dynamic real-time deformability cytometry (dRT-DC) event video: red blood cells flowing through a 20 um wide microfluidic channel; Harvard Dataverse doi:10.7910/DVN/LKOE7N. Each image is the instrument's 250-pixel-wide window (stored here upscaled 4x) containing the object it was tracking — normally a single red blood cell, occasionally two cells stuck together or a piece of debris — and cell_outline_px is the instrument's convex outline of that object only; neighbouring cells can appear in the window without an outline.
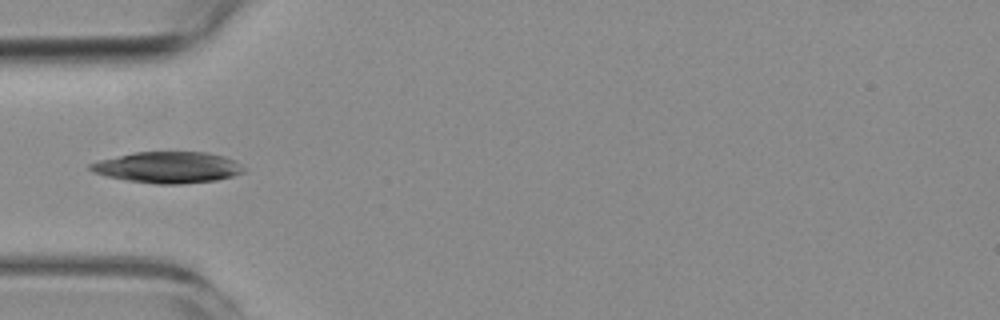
{"species": "common noctule bat (a hibernating species)", "species_latin": "Nyctalus noctula", "temperature_condition": "room temperature", "stored_images_in_passage": 6, "camera_frame_rate_fps": 3000, "um_per_image_px": 0.085, "animal": {"sex": "female", "body_mass_g": 19.3, "forearm_length_mm": 54.1}, "frame": {"image": 1, "passage_image": 4, "time_ms": 3.333, "image_size_px": [1000, 320], "cell_outline_px": [[244, 172], [232, 176], [216, 180], [180, 184], [156, 184], [128, 180], [108, 176], [92, 172], [88, 168], [88, 164], [100, 160], [136, 152], [204, 152], [224, 156], [240, 164], [244, 168]], "centroid_in_image_um": [14.26, 14.23], "position_along_channel_um": 70.7, "area_um2": 27.63}}
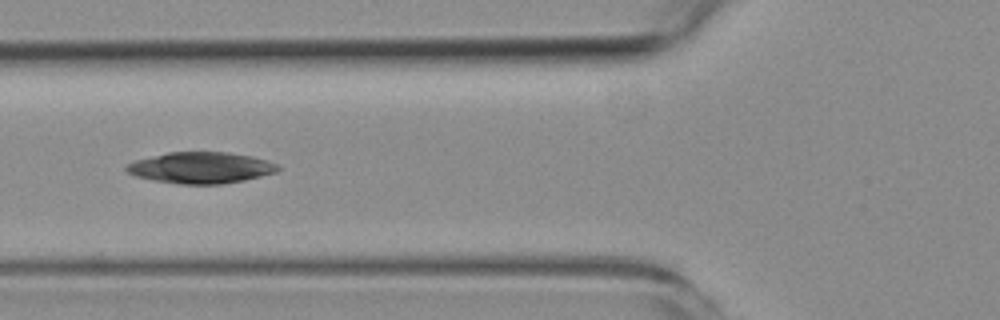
{"frame": {"image": 2, "passage_image": 5, "time_ms": 4.333, "image_size_px": [1000, 320], "cell_outline_px": [[280, 168], [276, 172], [244, 180], [224, 184], [180, 184], [152, 180], [136, 176], [128, 172], [124, 168], [128, 164], [136, 160], [168, 152], [228, 152], [252, 156], [268, 160], [276, 164]], "centroid_in_image_um": [17.08, 14.26], "position_along_channel_um": 108.7, "area_um2": 27.51}}
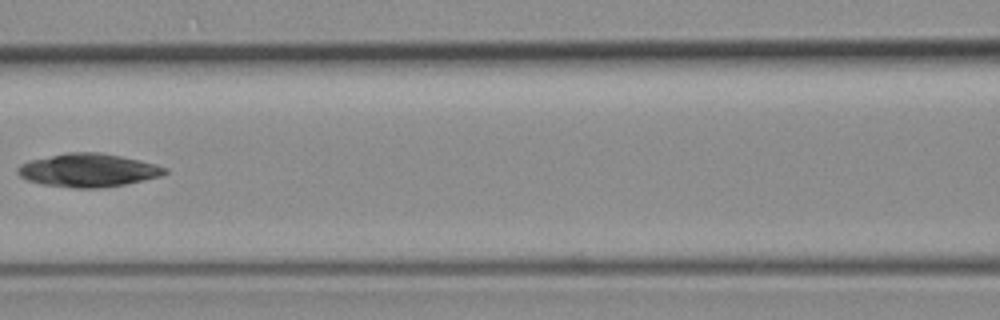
{"frame": {"image": 3, "passage_image": 6, "time_ms": 5.667, "image_size_px": [1000, 320], "cell_outline_px": [[168, 172], [160, 176], [144, 180], [104, 188], [76, 188], [40, 184], [28, 180], [20, 176], [16, 172], [16, 168], [20, 164], [28, 160], [68, 152], [100, 152], [120, 156], [156, 164], [168, 168]], "centroid_in_image_um": [7.47, 14.47], "position_along_channel_um": 159.1, "area_um2": 28.67}}